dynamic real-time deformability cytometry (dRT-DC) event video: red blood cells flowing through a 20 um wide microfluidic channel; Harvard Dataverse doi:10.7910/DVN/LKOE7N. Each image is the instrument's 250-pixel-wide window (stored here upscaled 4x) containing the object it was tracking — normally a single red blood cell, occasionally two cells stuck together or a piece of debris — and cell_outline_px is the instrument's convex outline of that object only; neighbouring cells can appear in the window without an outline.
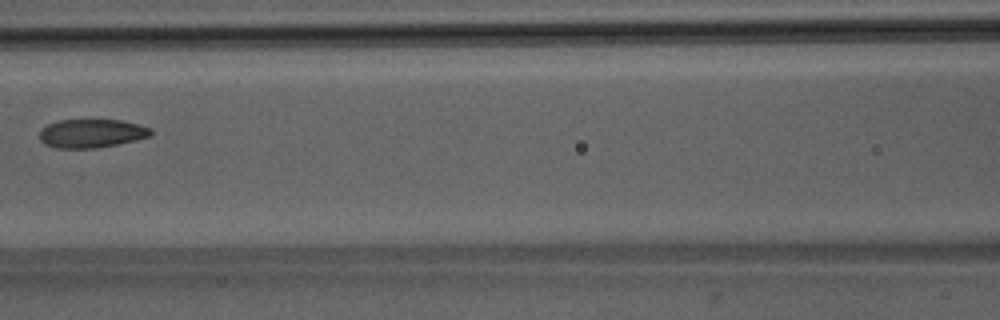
{"species": "Egyptian fruit bat (a non-hibernating species)", "species_latin": "Rousettus aegyptiacus", "temperature_condition": "room temperature", "stored_images_in_passage": 5, "camera_frame_rate_fps": 3000, "um_per_image_px": 0.085, "animal": {"sex": "male"}, "frame": {"image": 1, "passage_image": 4, "time_ms": 3.667, "image_size_px": [1000, 320], "cell_outline_px": [[152, 132], [148, 136], [136, 140], [96, 148], [56, 148], [44, 144], [40, 140], [40, 128], [48, 124], [60, 120], [120, 120], [152, 128]], "centroid_in_image_um": [7.74, 11.34], "position_along_channel_um": 158.9, "area_um2": 18.44}}